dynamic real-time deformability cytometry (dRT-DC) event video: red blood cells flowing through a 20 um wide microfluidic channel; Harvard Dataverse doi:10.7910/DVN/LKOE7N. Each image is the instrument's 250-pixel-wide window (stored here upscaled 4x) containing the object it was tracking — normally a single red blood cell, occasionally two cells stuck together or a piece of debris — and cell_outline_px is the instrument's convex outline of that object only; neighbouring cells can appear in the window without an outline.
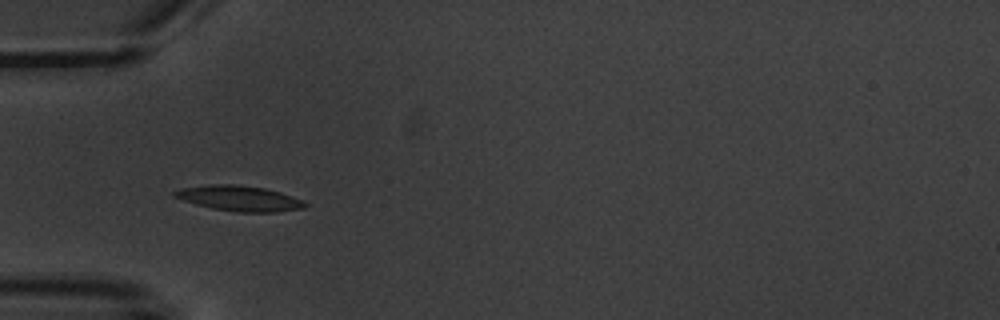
{"species": "common noctule bat (a hibernating species)", "species_latin": "Nyctalus noctula", "temperature_condition": "warm", "stored_images_in_passage": 6, "camera_frame_rate_fps": 3000, "um_per_image_px": 0.085, "animal": {"sex": "male", "body_mass_g": 20.1, "forearm_length_mm": 53.5}, "frame": {"image": 1, "passage_image": 2, "time_ms": 1.667, "image_size_px": [1000, 320], "cell_outline_px": [[308, 204], [304, 208], [276, 212], [236, 212], [212, 208], [196, 204], [172, 196], [172, 192], [184, 188], [212, 184], [236, 184], [264, 188], [280, 192], [300, 200]], "centroid_in_image_um": [20.34, 16.86], "position_along_channel_um": 64.7, "area_um2": 19.02}}
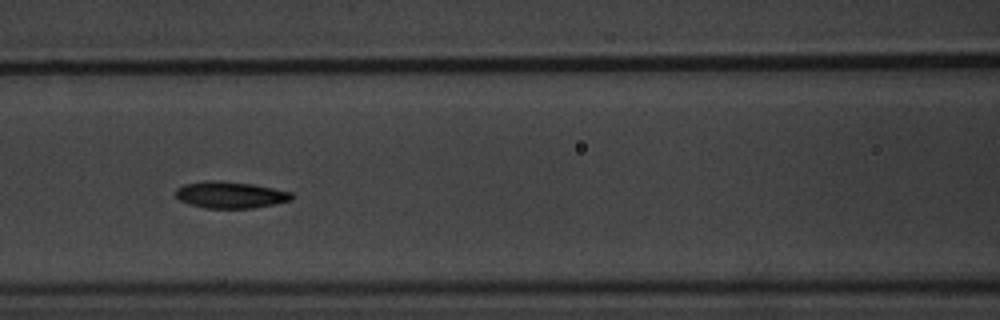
{"frame": {"image": 2, "passage_image": 4, "time_ms": 4.0, "image_size_px": [1000, 320], "cell_outline_px": [[292, 200], [252, 208], [204, 208], [188, 204], [180, 200], [176, 196], [176, 188], [184, 184], [204, 180], [216, 180], [252, 184], [292, 192]], "centroid_in_image_um": [19.53, 16.56], "position_along_channel_um": 147.1, "area_um2": 17.98}}
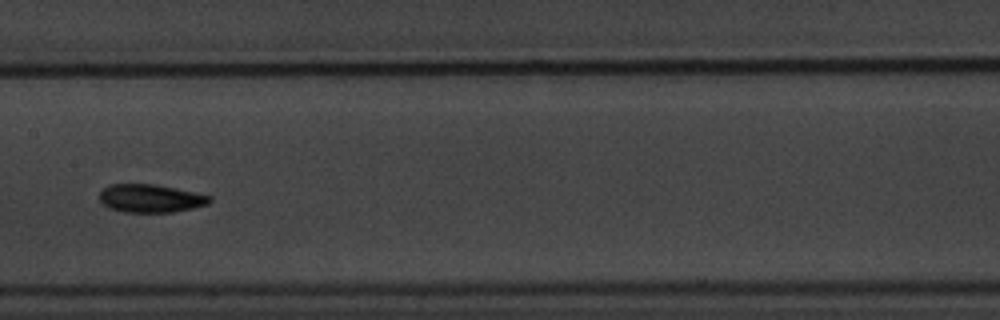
{"frame": {"image": 3, "passage_image": 5, "time_ms": 5.333, "image_size_px": [1000, 320], "cell_outline_px": [[212, 200], [208, 204], [192, 208], [172, 212], [124, 212], [108, 208], [100, 200], [100, 192], [108, 184], [156, 184], [176, 188], [212, 196]], "centroid_in_image_um": [12.8, 16.85], "position_along_channel_um": 194.6, "area_um2": 18.09}}